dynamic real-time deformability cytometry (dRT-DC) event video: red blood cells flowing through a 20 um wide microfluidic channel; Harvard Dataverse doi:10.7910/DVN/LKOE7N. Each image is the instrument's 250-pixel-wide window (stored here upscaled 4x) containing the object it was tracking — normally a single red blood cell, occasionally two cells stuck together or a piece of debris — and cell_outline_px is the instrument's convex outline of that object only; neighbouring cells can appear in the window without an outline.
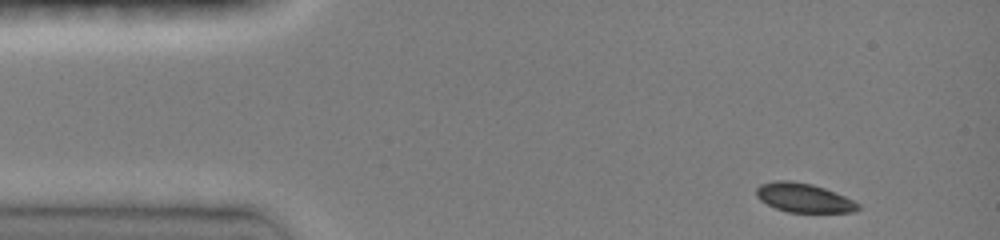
{"species": "common noctule bat (a hibernating species)", "species_latin": "Nyctalus noctula", "temperature_condition": "room temperature", "stored_images_in_passage": 40, "camera_frame_rate_fps": 3000, "um_per_image_px": 0.085, "animal": {"sex": "female", "body_mass_g": 19.0, "forearm_length_mm": 51.5}, "frame": {"image": 1, "passage_image": 1, "time_ms": 0.0, "image_size_px": [1000, 240], "cell_outline_px": [[860, 208], [856, 212], [788, 212], [776, 208], [760, 200], [756, 196], [756, 188], [760, 184], [772, 180], [788, 180], [812, 184], [824, 188], [844, 196], [860, 204]], "centroid_in_image_um": [68.3, 16.8], "position_along_channel_um": 16.7, "area_um2": 17.22}}
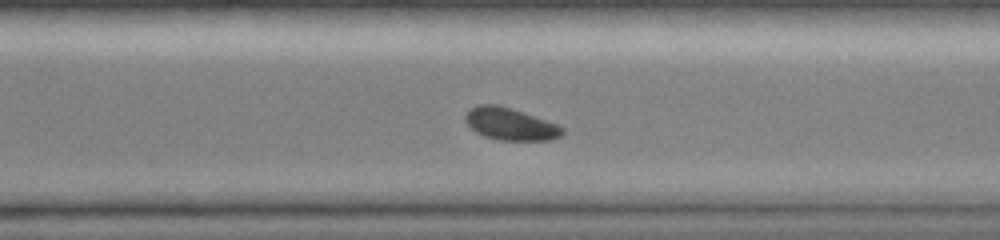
{"frame": {"image": 2, "passage_image": 29, "time_ms": 9.667, "image_size_px": [1000, 240], "cell_outline_px": [[564, 132], [560, 136], [552, 140], [500, 140], [484, 136], [476, 132], [464, 120], [464, 116], [472, 108], [480, 104], [496, 104], [512, 108], [560, 124], [564, 128]], "centroid_in_image_um": [43.42, 10.54], "position_along_channel_um": 327.2, "area_um2": 18.32}}
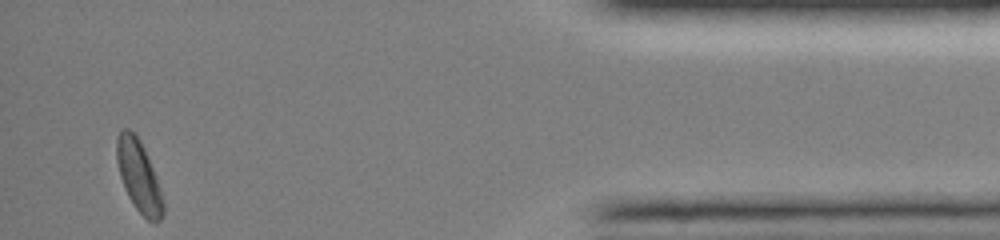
{"frame": {"image": 3, "passage_image": 40, "time_ms": 13.333, "image_size_px": [1000, 240], "cell_outline_px": [[164, 216], [156, 224], [152, 224], [136, 208], [128, 196], [124, 188], [120, 176], [116, 160], [116, 136], [124, 128], [128, 128], [140, 140], [144, 148], [160, 188], [164, 204]], "centroid_in_image_um": [11.8, 15.0], "position_along_channel_um": 423.4, "area_um2": 19.31}, "authors_computed_cell_mechanics": {"area_um2": 18.5538, "velocity_mm_per_s": 4.0778, "shape_relaxation_time_tau1_ms": 5.2014, "shape_relaxation_time_tau2_ms": null, "deformation_change_tau1": 0.101, "deformation_change_tau2": null}}